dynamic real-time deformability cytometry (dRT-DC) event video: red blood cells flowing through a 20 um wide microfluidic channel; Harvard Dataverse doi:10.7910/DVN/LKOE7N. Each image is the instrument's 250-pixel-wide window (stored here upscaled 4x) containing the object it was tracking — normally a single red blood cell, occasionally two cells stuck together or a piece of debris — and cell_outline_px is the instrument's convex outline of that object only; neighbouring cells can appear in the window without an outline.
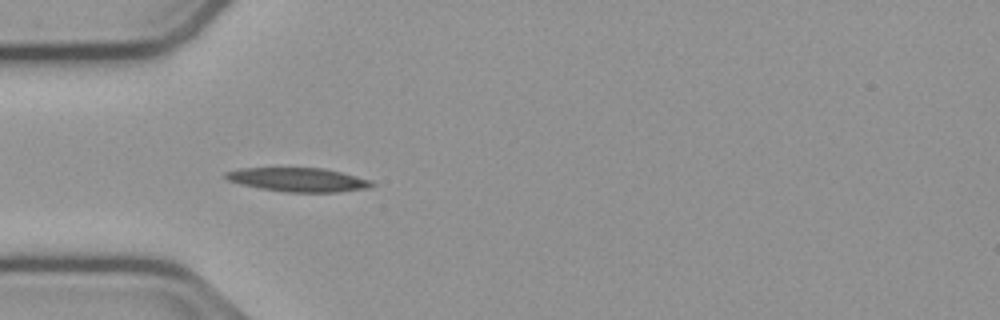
{"species": "common noctule bat (a hibernating species)", "species_latin": "Nyctalus noctula", "temperature_condition": "cold", "stored_images_in_passage": 39, "camera_frame_rate_fps": 3000, "um_per_image_px": 0.085, "animal": {"sex": "male", "body_mass_g": 23.1, "forearm_length_mm": 52.7}, "frame": {"image": 1, "passage_image": 1, "time_ms": 0.0, "image_size_px": [1000, 320], "cell_outline_px": [[376, 184], [368, 188], [336, 192], [288, 192], [260, 188], [240, 184], [228, 180], [224, 176], [224, 172], [240, 168], [324, 168], [372, 180]], "centroid_in_image_um": [25.34, 15.27], "position_along_channel_um": 59.7, "area_um2": 20.29}}
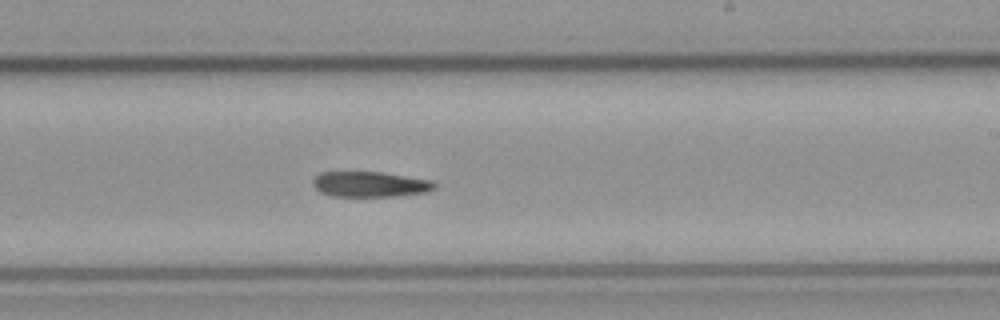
{"frame": {"image": 2, "passage_image": 17, "time_ms": 5.333, "image_size_px": [1000, 320], "cell_outline_px": [[436, 188], [424, 192], [396, 196], [332, 196], [320, 192], [312, 184], [312, 180], [320, 172], [380, 172], [432, 180], [436, 184]], "centroid_in_image_um": [31.43, 15.66], "position_along_channel_um": 257.6, "area_um2": 17.92}}
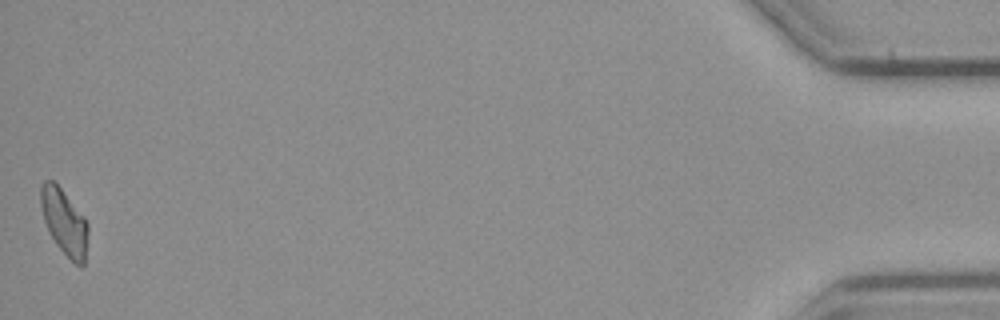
{"frame": {"image": 3, "passage_image": 39, "time_ms": 12.667, "image_size_px": [1000, 320], "cell_outline_px": [[88, 232], [84, 264], [80, 268], [56, 244], [48, 232], [44, 220], [40, 204], [40, 184], [44, 180], [52, 180], [60, 188], [84, 216], [88, 224]], "centroid_in_image_um": [5.45, 18.85], "position_along_channel_um": 429.8, "area_um2": 17.98}, "authors_computed_cell_mechanics": {"area_um2": 18.9584, "velocity_mm_per_s": 3.7446, "shape_relaxation_time_tau1_ms": 8.3528, "shape_relaxation_time_tau2_ms": null, "deformation_change_tau1": 0.1878, "deformation_change_tau2": null}}